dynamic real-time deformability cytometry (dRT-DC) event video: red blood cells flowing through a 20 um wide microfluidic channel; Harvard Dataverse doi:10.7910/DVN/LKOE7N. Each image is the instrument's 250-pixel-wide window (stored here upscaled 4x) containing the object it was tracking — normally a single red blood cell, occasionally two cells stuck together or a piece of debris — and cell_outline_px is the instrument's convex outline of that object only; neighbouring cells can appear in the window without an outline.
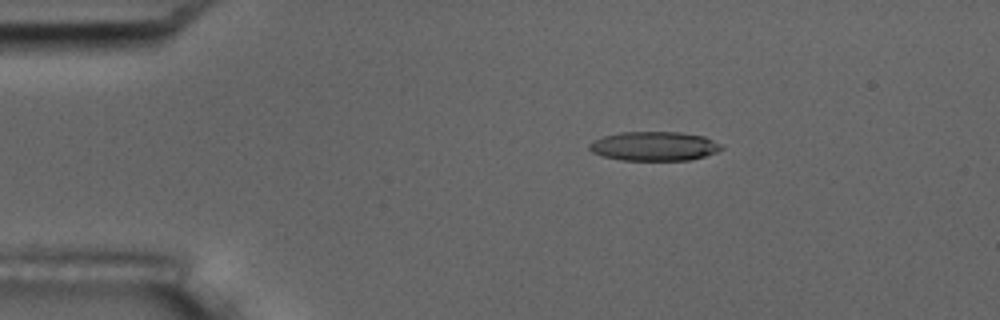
{"species": "common noctule bat (a hibernating species)", "species_latin": "Nyctalus noctula", "temperature_condition": "room temperature", "stored_images_in_passage": 4, "camera_frame_rate_fps": 3000, "um_per_image_px": 0.085, "animal": {"sex": "male", "body_mass_g": 17.5, "forearm_length_mm": 52.3}, "frame": {"image": 1, "passage_image": 3, "time_ms": 2.333, "image_size_px": [1000, 320], "cell_outline_px": [[724, 148], [716, 152], [704, 156], [688, 160], [620, 160], [604, 156], [592, 152], [588, 148], [588, 144], [592, 140], [604, 136], [620, 132], [680, 132], [704, 136], [720, 144]], "centroid_in_image_um": [55.58, 12.42], "position_along_channel_um": 29.4, "area_um2": 22.43}}